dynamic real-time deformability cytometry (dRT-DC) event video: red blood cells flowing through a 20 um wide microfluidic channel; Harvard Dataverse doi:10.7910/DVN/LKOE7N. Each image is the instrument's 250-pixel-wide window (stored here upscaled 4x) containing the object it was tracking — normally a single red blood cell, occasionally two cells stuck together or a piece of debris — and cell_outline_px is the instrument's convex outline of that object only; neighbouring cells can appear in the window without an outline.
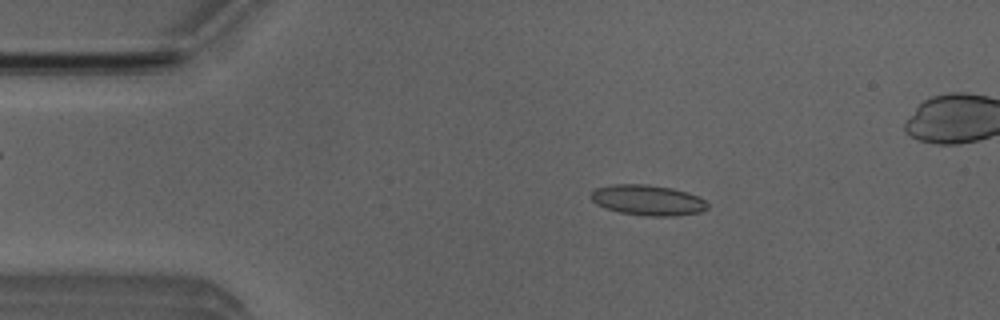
{"species": "Egyptian fruit bat (a non-hibernating species)", "species_latin": "Rousettus aegyptiacus", "temperature_condition": "room temperature", "stored_images_in_passage": 39, "camera_frame_rate_fps": 3000, "um_per_image_px": 0.085, "animal": {"sex": "male"}, "frame": {"image": 1, "passage_image": 3, "time_ms": 0.667, "image_size_px": [1000, 320], "cell_outline_px": [[708, 208], [700, 212], [672, 216], [648, 216], [620, 212], [596, 204], [588, 196], [596, 188], [612, 184], [644, 184], [672, 188], [688, 192], [704, 200], [708, 204]], "centroid_in_image_um": [55.04, 17.0], "position_along_channel_um": 30.0, "area_um2": 20.58}}
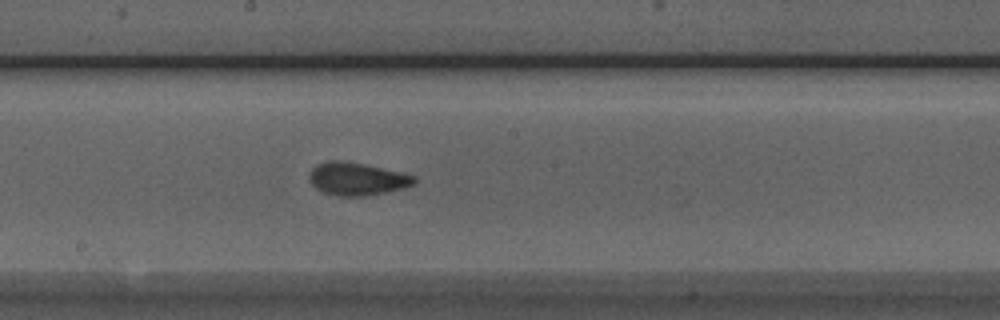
{"frame": {"image": 2, "passage_image": 21, "time_ms": 6.667, "image_size_px": [1000, 320], "cell_outline_px": [[416, 184], [404, 188], [364, 196], [340, 196], [324, 192], [316, 188], [308, 180], [308, 172], [316, 164], [328, 160], [344, 160], [364, 164], [400, 172], [416, 176]], "centroid_in_image_um": [30.31, 15.19], "position_along_channel_um": 217.9, "area_um2": 20.17}}
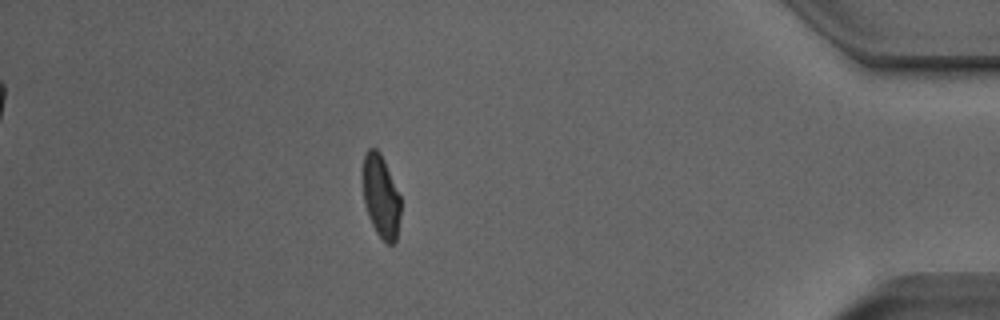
{"frame": {"image": 3, "passage_image": 39, "time_ms": 12.667, "image_size_px": [1000, 320], "cell_outline_px": [[400, 216], [396, 240], [392, 244], [388, 244], [376, 232], [368, 216], [364, 204], [364, 156], [368, 148], [376, 148], [380, 152], [384, 160], [400, 196]], "centroid_in_image_um": [32.39, 16.7], "position_along_channel_um": 402.8, "area_um2": 17.92}, "authors_computed_cell_mechanics": {"area_um2": 19.4208, "velocity_mm_per_s": 3.9119, "shape_relaxation_time_tau1_ms": 4.4706, "shape_relaxation_time_tau2_ms": 1.1094, "deformation_change_tau1": 0.1314, "deformation_change_tau2": 0.0741}}